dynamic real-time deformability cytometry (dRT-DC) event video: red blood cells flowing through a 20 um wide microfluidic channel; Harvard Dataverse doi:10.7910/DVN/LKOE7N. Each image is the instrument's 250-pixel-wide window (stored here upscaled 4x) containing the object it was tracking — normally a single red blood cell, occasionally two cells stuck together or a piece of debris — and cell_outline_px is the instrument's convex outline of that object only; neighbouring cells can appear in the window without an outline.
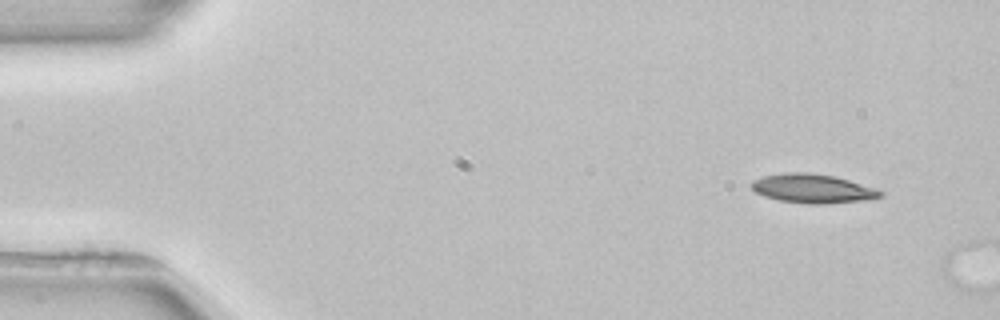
{"species": "common noctule bat (a hibernating species)", "species_latin": "Nyctalus noctula", "temperature_condition": "room temperature", "stored_images_in_passage": 2, "segment_of_instrument_passage": [1, 2], "camera_frame_rate_fps": 3000, "um_per_image_px": 0.085, "animal": {"sex": "female", "body_mass_g": 22.7, "forearm_length_mm": 54.2}, "frame": {"image": 1, "passage_image": 1, "time_ms": 0.0, "image_size_px": [1000, 320], "cell_outline_px": [[884, 196], [876, 200], [824, 204], [808, 204], [780, 200], [764, 196], [756, 192], [752, 188], [752, 180], [764, 176], [784, 172], [808, 172], [836, 176], [876, 188], [884, 192]], "centroid_in_image_um": [69.17, 16.03], "position_along_channel_um": 15.8, "area_um2": 22.2}}